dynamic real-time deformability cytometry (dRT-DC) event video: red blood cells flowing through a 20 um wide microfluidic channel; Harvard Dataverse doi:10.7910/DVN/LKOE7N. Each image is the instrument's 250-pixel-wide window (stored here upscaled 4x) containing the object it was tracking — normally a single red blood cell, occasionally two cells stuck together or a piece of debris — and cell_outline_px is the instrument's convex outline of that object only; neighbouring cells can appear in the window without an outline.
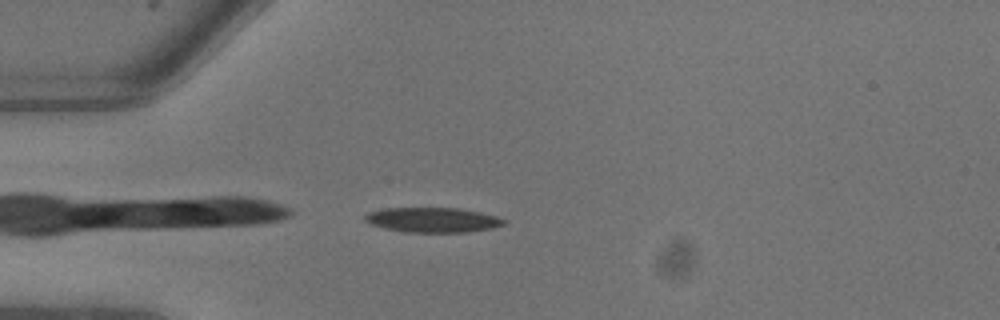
{"species": "common noctule bat (a hibernating species)", "species_latin": "Nyctalus noctula", "temperature_condition": "warm", "stored_images_in_passage": 3, "camera_frame_rate_fps": 3000, "um_per_image_px": 0.085, "animal": {"sex": "male", "body_mass_g": 13.3}, "frame": {"image": 1, "passage_image": 1, "time_ms": 0.0, "image_size_px": [1000, 320], "cell_outline_px": [[508, 220], [504, 224], [492, 228], [468, 232], [404, 232], [384, 228], [372, 224], [364, 220], [364, 216], [368, 212], [384, 208], [456, 208], [480, 212], [496, 216]], "centroid_in_image_um": [36.78, 18.69], "position_along_channel_um": 48.2, "area_um2": 20.11}}
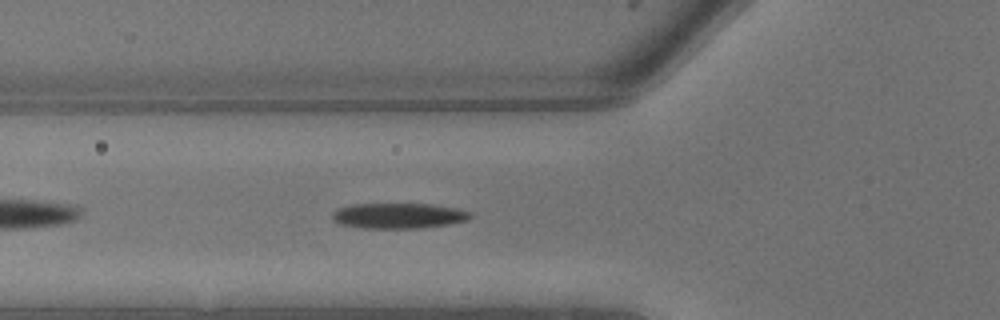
{"frame": {"image": 2, "passage_image": 3, "time_ms": 0.667, "image_size_px": [1000, 320], "cell_outline_px": [[472, 216], [468, 220], [448, 224], [412, 228], [364, 228], [340, 224], [332, 220], [332, 212], [340, 208], [352, 204], [432, 204], [456, 208], [472, 212]], "centroid_in_image_um": [33.87, 18.33], "position_along_channel_um": 91.9, "area_um2": 20.35}}